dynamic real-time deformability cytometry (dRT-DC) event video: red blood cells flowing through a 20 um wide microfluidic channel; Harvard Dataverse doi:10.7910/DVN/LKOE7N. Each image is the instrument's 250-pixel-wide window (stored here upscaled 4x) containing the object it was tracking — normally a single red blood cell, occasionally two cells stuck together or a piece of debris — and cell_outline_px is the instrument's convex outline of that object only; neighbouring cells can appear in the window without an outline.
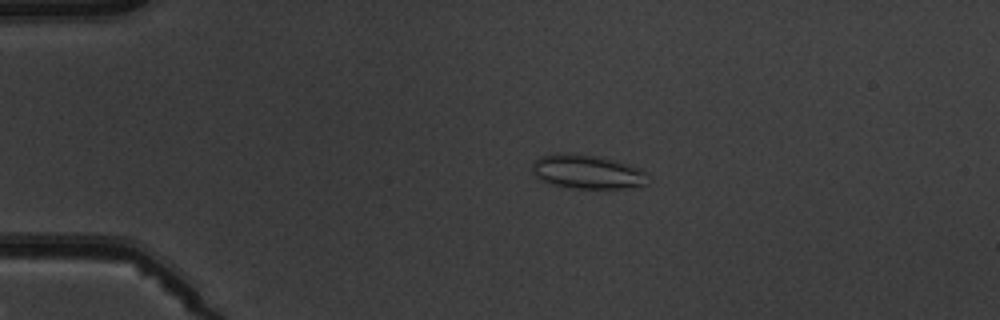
{"species": "common noctule bat (a hibernating species)", "species_latin": "Nyctalus noctula", "temperature_condition": "warm", "stored_images_in_passage": 6, "camera_frame_rate_fps": 3000, "um_per_image_px": 0.085, "animal": {"sex": "male", "body_mass_g": 19.5, "forearm_length_mm": 54.6}, "frame": {"image": 1, "passage_image": 4, "time_ms": 3.333, "image_size_px": [1000, 320], "cell_outline_px": [[644, 184], [632, 188], [572, 188], [552, 184], [540, 180], [532, 172], [532, 164], [540, 156], [560, 152], [564, 152], [600, 156], [628, 164], [640, 168], [644, 172]], "centroid_in_image_um": [49.85, 14.58], "position_along_channel_um": 35.2, "area_um2": 22.83}}
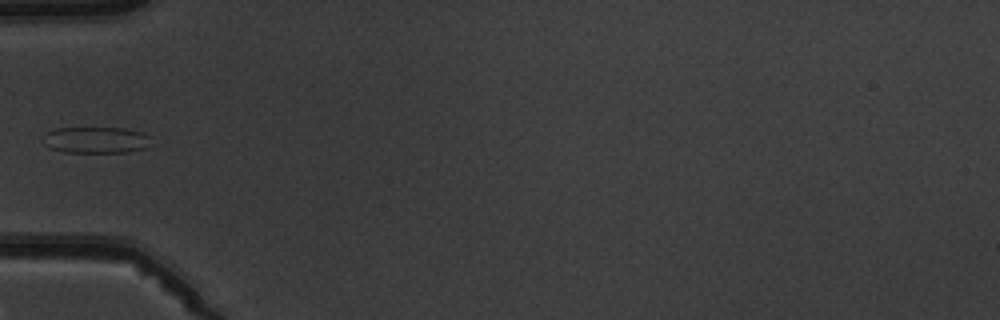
{"frame": {"image": 2, "passage_image": 5, "time_ms": 5.667, "image_size_px": [1000, 320], "cell_outline_px": [[148, 136], [144, 148], [128, 152], [64, 152], [48, 148], [44, 144], [40, 136], [56, 128], [124, 128], [144, 132]], "centroid_in_image_um": [8.05, 11.89], "position_along_channel_um": 77.0, "area_um2": 16.53}}
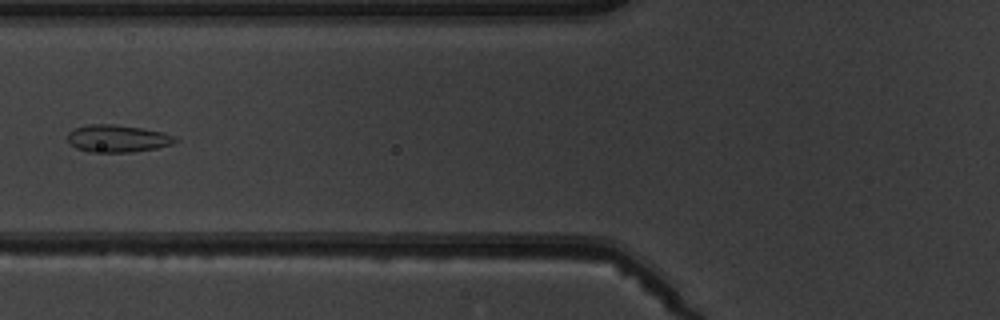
{"frame": {"image": 3, "passage_image": 6, "time_ms": 6.667, "image_size_px": [1000, 320], "cell_outline_px": [[180, 140], [172, 144], [156, 148], [132, 152], [88, 152], [76, 148], [68, 140], [68, 132], [72, 128], [88, 124], [112, 124], [140, 128], [164, 132]], "centroid_in_image_um": [9.97, 11.77], "position_along_channel_um": 115.8, "area_um2": 17.17}}